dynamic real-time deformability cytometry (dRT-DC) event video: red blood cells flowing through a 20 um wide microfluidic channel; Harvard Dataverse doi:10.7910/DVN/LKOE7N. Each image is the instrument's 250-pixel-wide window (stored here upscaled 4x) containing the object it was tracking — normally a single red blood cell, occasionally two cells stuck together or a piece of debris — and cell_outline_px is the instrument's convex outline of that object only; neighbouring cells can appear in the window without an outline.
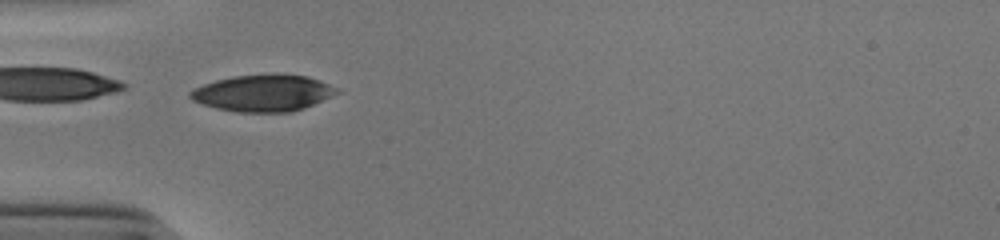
{"species": "human", "species_latin": "Homo sapiens", "temperature_condition": "cold", "stored_images_in_passage": 36, "camera_frame_rate_fps": 3000, "um_per_image_px": 0.085, "donor": {"sex": "male"}, "frame": {"image": 1, "passage_image": 1, "time_ms": 0.0, "image_size_px": [1000, 240], "cell_outline_px": [[344, 92], [304, 108], [292, 112], [240, 112], [216, 108], [192, 100], [188, 96], [188, 92], [204, 84], [216, 80], [232, 76], [308, 76], [320, 80], [340, 88]], "centroid_in_image_um": [22.43, 7.94], "position_along_channel_um": 62.6, "area_um2": 30.92}}
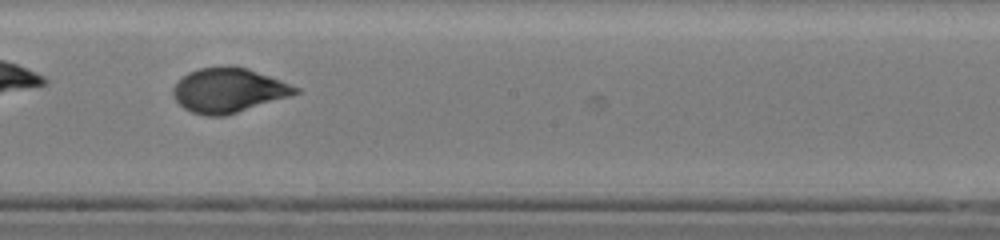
{"frame": {"image": 2, "passage_image": 14, "time_ms": 4.333, "image_size_px": [1000, 240], "cell_outline_px": [[300, 92], [288, 96], [224, 116], [208, 116], [192, 112], [184, 108], [172, 96], [172, 88], [188, 72], [200, 68], [248, 68], [280, 80], [300, 88]], "centroid_in_image_um": [19.4, 7.69], "position_along_channel_um": 228.8, "area_um2": 30.81}}
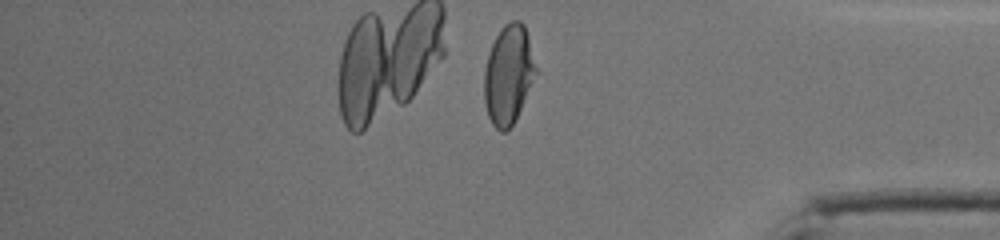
{"frame": {"image": 3, "passage_image": 28, "time_ms": 9.0, "image_size_px": [1000, 240], "cell_outline_px": [[536, 72], [520, 108], [512, 124], [504, 132], [500, 132], [492, 124], [488, 116], [484, 100], [484, 72], [488, 56], [492, 44], [500, 28], [504, 24], [512, 20], [520, 20], [524, 24], [536, 68]], "centroid_in_image_um": [43.18, 6.32], "position_along_channel_um": 392.0, "area_um2": 29.13}, "authors_computed_cell_mechanics": {"area_um2": 31.3565, "velocity_mm_per_s": 3.9086, "shape_relaxation_time_tau1_ms": 5.2669, "shape_relaxation_time_tau2_ms": null, "deformation_change_tau1": 0.2048, "deformation_change_tau2": null}}